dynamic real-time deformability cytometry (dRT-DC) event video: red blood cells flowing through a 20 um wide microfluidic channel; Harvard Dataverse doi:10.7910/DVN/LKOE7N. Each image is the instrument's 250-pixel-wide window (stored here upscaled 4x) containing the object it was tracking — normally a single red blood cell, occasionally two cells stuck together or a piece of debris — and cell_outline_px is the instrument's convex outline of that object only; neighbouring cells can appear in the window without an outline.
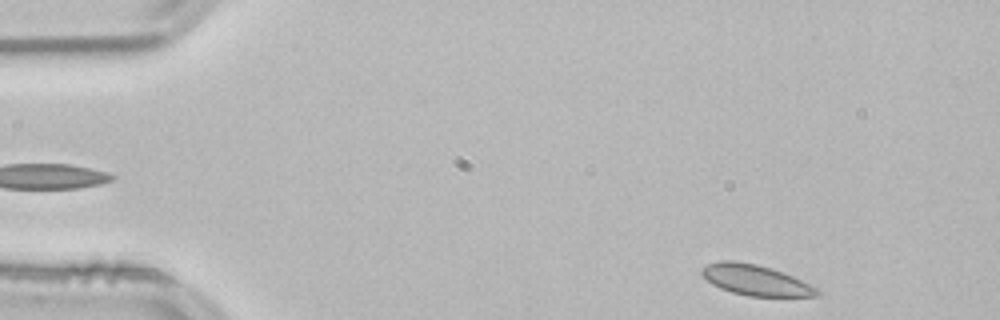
{"species": "common noctule bat (a hibernating species)", "species_latin": "Nyctalus noctula", "temperature_condition": "room temperature", "stored_images_in_passage": 48, "camera_frame_rate_fps": 3000, "um_per_image_px": 0.085, "animal": {"sex": "male", "body_mass_g": 21.5, "forearm_length_mm": 52.0}, "frame": {"image": 1, "passage_image": 1, "time_ms": 0.0, "image_size_px": [1000, 320], "cell_outline_px": [[820, 296], [748, 296], [732, 292], [720, 288], [712, 284], [700, 272], [700, 268], [708, 264], [720, 260], [732, 260], [756, 264], [772, 268], [792, 276], [816, 288], [820, 292]], "centroid_in_image_um": [64.18, 23.8], "position_along_channel_um": 20.8, "area_um2": 20.35}}
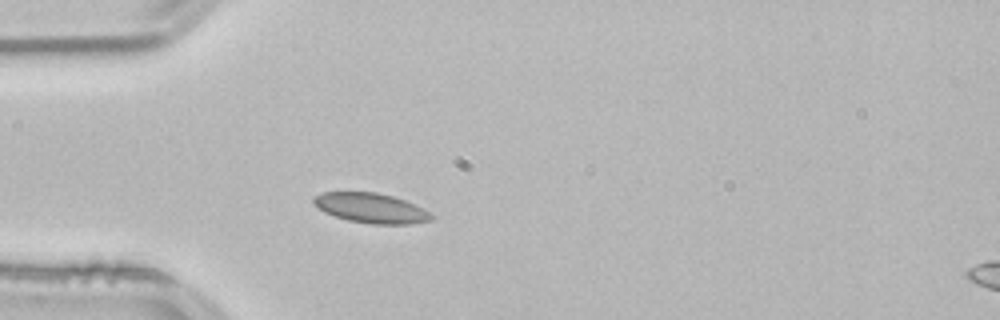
{"frame": {"image": 2, "passage_image": 10, "time_ms": 3.0, "image_size_px": [1000, 320], "cell_outline_px": [[436, 216], [432, 220], [412, 224], [372, 224], [348, 220], [324, 212], [312, 200], [316, 196], [324, 192], [376, 192], [392, 196], [404, 200]], "centroid_in_image_um": [31.56, 17.69], "position_along_channel_um": 53.4, "area_um2": 20.17}}
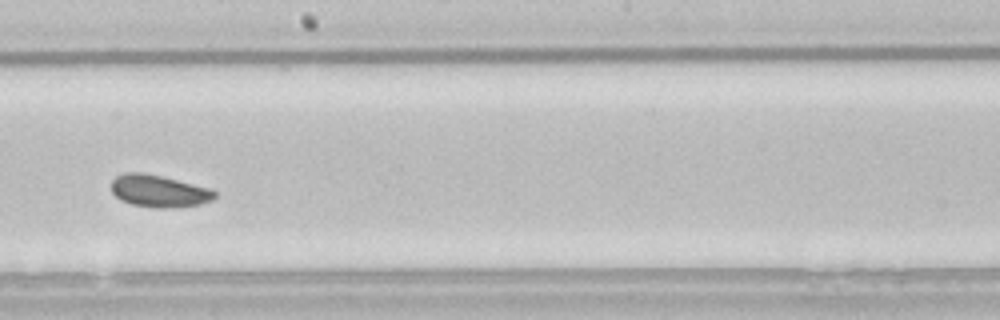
{"frame": {"image": 3, "passage_image": 25, "time_ms": 8.0, "image_size_px": [1000, 320], "cell_outline_px": [[216, 196], [212, 200], [200, 204], [164, 208], [156, 208], [132, 204], [120, 200], [112, 192], [112, 180], [116, 176], [128, 172], [140, 172], [160, 176], [212, 188], [216, 192]], "centroid_in_image_um": [13.52, 16.24], "position_along_channel_um": 234.7, "area_um2": 19.25}, "authors_computed_cell_mechanics": {"area_um2": 19.5942, "velocity_mm_per_s": 3.779, "shape_relaxation_time_tau1_ms": 1.2916, "shape_relaxation_time_tau2_ms": null, "deformation_change_tau1": 0.0384, "deformation_change_tau2": null}}